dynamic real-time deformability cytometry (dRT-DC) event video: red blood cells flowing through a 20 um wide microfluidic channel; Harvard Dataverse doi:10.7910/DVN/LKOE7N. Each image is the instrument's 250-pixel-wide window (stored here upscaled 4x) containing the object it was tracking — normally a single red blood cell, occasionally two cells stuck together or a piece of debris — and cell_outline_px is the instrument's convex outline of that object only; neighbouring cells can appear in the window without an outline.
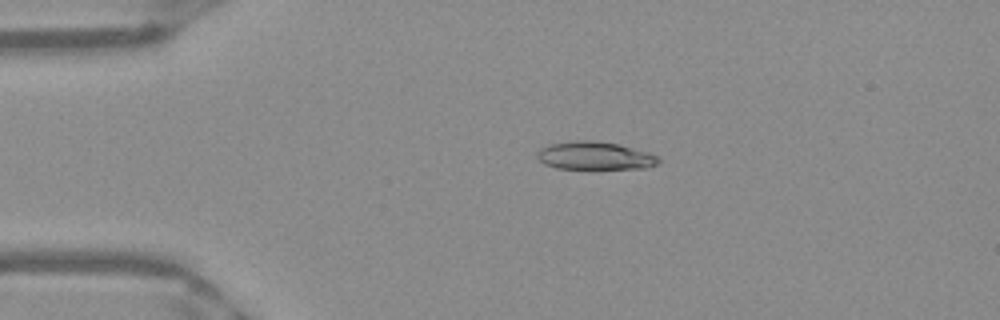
{"species": "Egyptian fruit bat (a non-hibernating species)", "species_latin": "Rousettus aegyptiacus", "temperature_condition": "warm", "stored_images_in_passage": 50, "camera_frame_rate_fps": 3000, "um_per_image_px": 0.085, "frame": {"image": 1, "passage_image": 10, "time_ms": 3.0, "image_size_px": [1000, 320], "cell_outline_px": [[660, 160], [656, 164], [648, 168], [556, 168], [544, 164], [536, 156], [536, 152], [540, 148], [552, 144], [576, 140], [588, 140], [620, 144], [648, 152], [656, 156]], "centroid_in_image_um": [50.55, 13.23], "position_along_channel_um": 34.5, "area_um2": 19.59}}
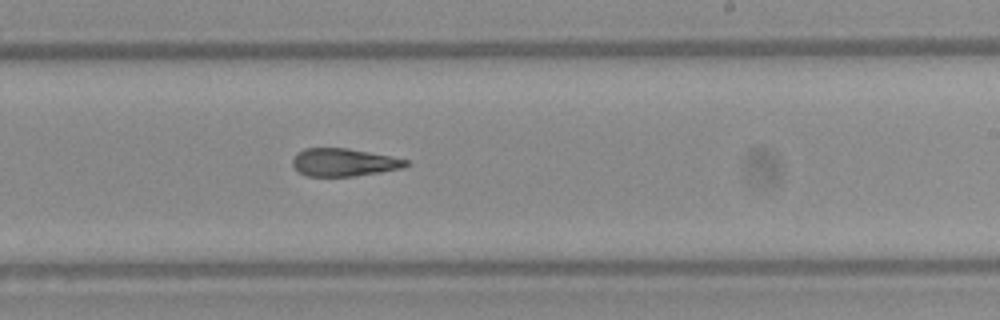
{"frame": {"image": 2, "passage_image": 30, "time_ms": 9.667, "image_size_px": [1000, 320], "cell_outline_px": [[412, 164], [404, 168], [380, 172], [352, 176], [308, 176], [300, 172], [292, 164], [292, 160], [304, 148], [348, 148], [392, 156], [408, 160]], "centroid_in_image_um": [29.3, 13.79], "position_along_channel_um": 259.7, "area_um2": 18.32}}
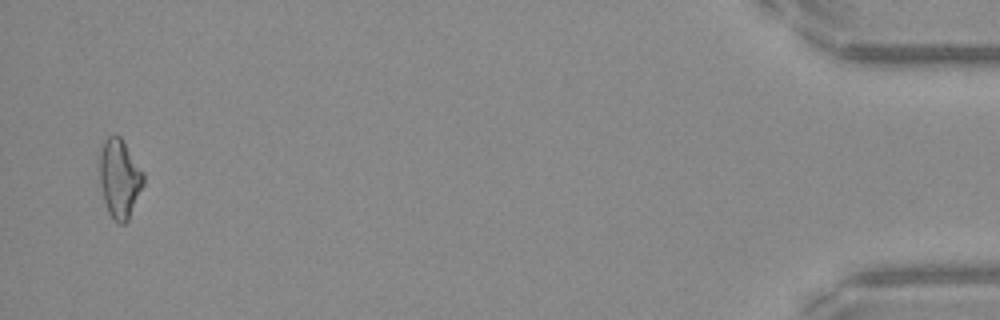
{"frame": {"image": 3, "passage_image": 49, "time_ms": 16.0, "image_size_px": [1000, 320], "cell_outline_px": [[144, 184], [128, 220], [124, 224], [116, 224], [108, 212], [104, 200], [100, 184], [100, 152], [104, 140], [108, 136], [120, 136], [144, 172]], "centroid_in_image_um": [10.17, 15.2], "position_along_channel_um": 425.0, "area_um2": 20.11}, "authors_computed_cell_mechanics": {"area_um2": 19.5653, "velocity_mm_per_s": 3.9787, "shape_relaxation_time_tau1_ms": null, "shape_relaxation_time_tau2_ms": 2.0317, "deformation_change_tau1": null, "deformation_change_tau2": 0.106}}